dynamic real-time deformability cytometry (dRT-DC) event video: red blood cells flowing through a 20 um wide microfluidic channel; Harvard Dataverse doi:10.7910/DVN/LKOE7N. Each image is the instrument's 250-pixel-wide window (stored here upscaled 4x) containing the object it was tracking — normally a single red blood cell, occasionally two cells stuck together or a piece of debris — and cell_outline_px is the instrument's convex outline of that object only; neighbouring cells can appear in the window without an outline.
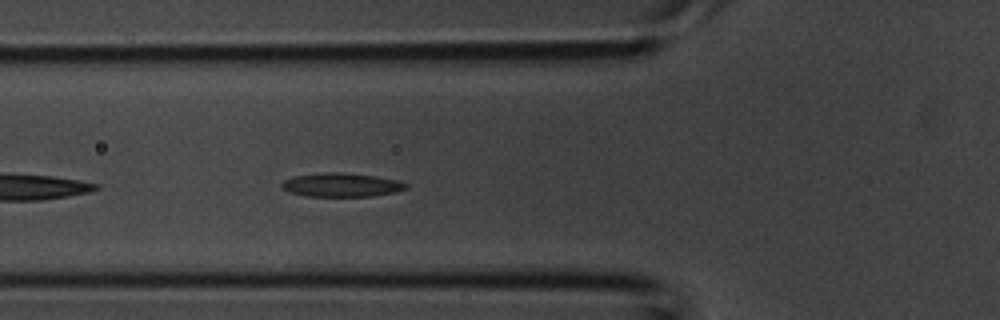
{"species": "common noctule bat (a hibernating species)", "species_latin": "Nyctalus noctula", "temperature_condition": "room temperature", "stored_images_in_passage": 30, "camera_frame_rate_fps": 3000, "um_per_image_px": 0.085, "animal": {"sex": "male", "body_mass_g": 20.1, "forearm_length_mm": 53.5}, "frame": {"image": 1, "passage_image": 13, "time_ms": 4.0, "image_size_px": [1000, 320], "cell_outline_px": [[408, 188], [396, 192], [372, 196], [308, 196], [288, 192], [280, 184], [284, 180], [292, 176], [324, 172], [340, 172], [372, 176], [396, 180], [408, 184]], "centroid_in_image_um": [29.0, 15.72], "position_along_channel_um": 96.8, "area_um2": 17.11}}
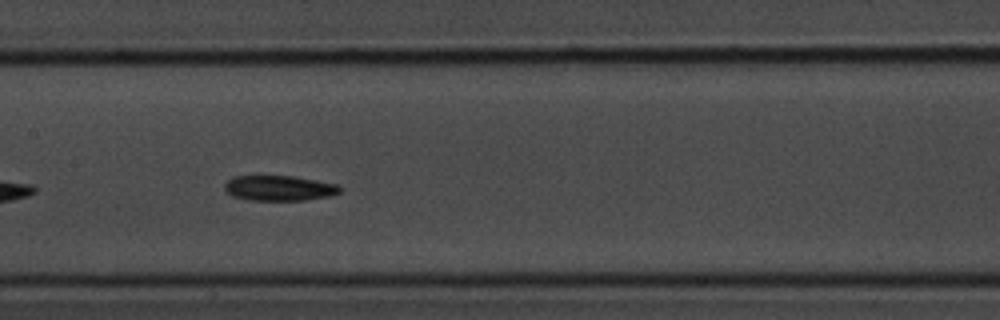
{"frame": {"image": 2, "passage_image": 18, "time_ms": 5.667, "image_size_px": [1000, 320], "cell_outline_px": [[340, 192], [332, 196], [308, 200], [248, 200], [232, 196], [224, 188], [224, 184], [232, 176], [296, 176], [336, 184], [340, 188]], "centroid_in_image_um": [23.73, 15.99], "position_along_channel_um": 183.7, "area_um2": 17.05}}
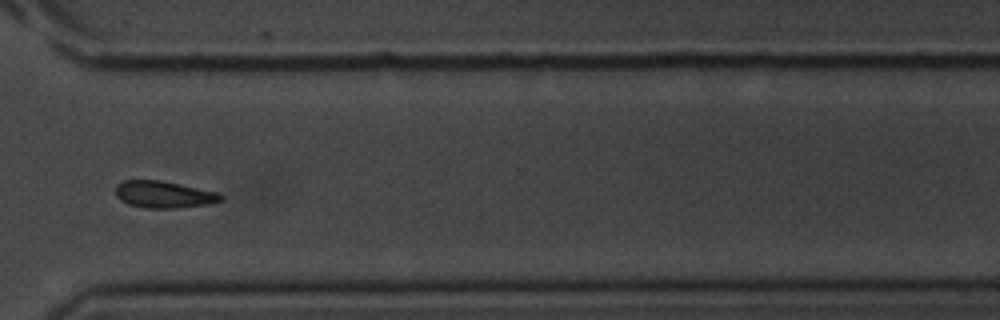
{"frame": {"image": 3, "passage_image": 28, "time_ms": 9.0, "image_size_px": [1000, 320], "cell_outline_px": [[224, 200], [208, 204], [172, 208], [144, 208], [128, 204], [120, 200], [116, 196], [116, 184], [124, 180], [160, 180], [220, 192], [224, 196]], "centroid_in_image_um": [13.94, 16.53], "position_along_channel_um": 356.7, "area_um2": 16.65}}